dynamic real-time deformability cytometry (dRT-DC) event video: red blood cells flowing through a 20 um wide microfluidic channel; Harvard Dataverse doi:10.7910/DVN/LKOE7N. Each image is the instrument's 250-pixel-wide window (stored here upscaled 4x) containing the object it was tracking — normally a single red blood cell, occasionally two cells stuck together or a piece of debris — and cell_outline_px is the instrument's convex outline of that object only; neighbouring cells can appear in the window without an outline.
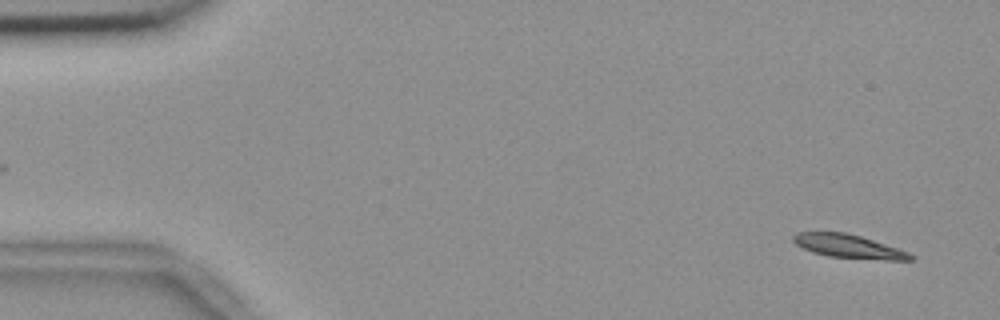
{"species": "common noctule bat (a hibernating species)", "species_latin": "Nyctalus noctula", "temperature_condition": "room temperature", "stored_images_in_passage": 4, "camera_frame_rate_fps": 3000, "um_per_image_px": 0.085, "animal": {"sex": "female", "body_mass_g": 18.4}, "frame": {"image": 1, "passage_image": 1, "time_ms": 0.0, "image_size_px": [1000, 320], "cell_outline_px": [[916, 260], [888, 260], [828, 256], [812, 252], [796, 244], [792, 240], [792, 236], [796, 232], [844, 232], [860, 236], [908, 252], [916, 256]], "centroid_in_image_um": [72.13, 20.94], "position_along_channel_um": 12.9, "area_um2": 15.9}}